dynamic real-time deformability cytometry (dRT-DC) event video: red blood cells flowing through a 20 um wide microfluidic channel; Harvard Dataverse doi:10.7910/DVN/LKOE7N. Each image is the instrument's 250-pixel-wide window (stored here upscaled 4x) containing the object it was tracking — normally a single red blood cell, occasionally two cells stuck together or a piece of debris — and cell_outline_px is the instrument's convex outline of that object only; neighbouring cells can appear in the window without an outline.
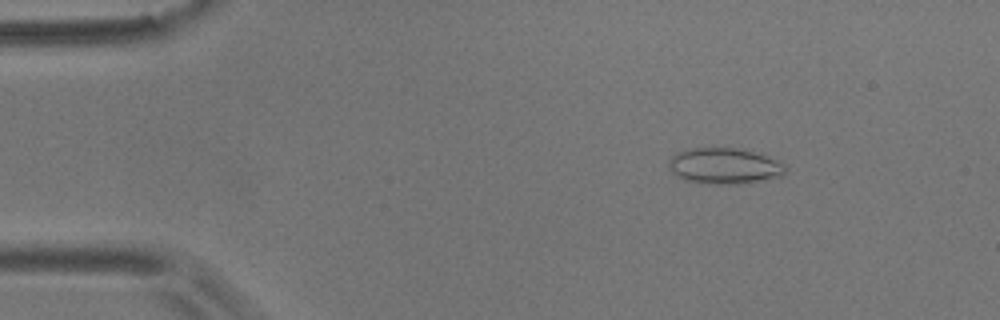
{"species": "common noctule bat (a hibernating species)", "species_latin": "Nyctalus noctula", "temperature_condition": "room temperature", "stored_images_in_passage": 5, "camera_frame_rate_fps": 3000, "um_per_image_px": 0.085, "animal": {"sex": "male", "body_mass_g": 17.9}, "frame": {"image": 1, "passage_image": 2, "time_ms": 1.333, "image_size_px": [1000, 320], "cell_outline_px": [[788, 168], [780, 176], [744, 184], [716, 184], [684, 180], [672, 172], [668, 168], [668, 160], [676, 152], [688, 148], [744, 148], [768, 156], [788, 164]], "centroid_in_image_um": [61.6, 14.09], "position_along_channel_um": 23.4, "area_um2": 24.85}}